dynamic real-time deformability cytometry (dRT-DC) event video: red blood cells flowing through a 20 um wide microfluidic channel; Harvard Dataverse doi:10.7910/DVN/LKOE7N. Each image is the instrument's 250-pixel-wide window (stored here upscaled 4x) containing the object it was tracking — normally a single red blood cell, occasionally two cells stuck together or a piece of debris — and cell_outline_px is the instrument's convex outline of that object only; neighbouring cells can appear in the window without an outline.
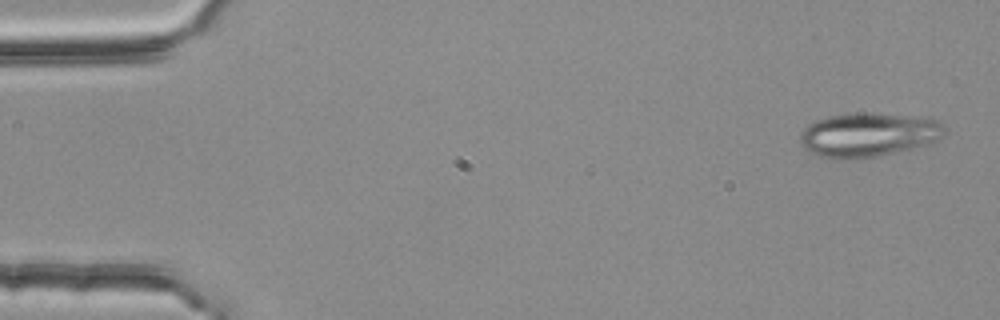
{"species": "common noctule bat (a hibernating species)", "species_latin": "Nyctalus noctula", "temperature_condition": "room temperature", "stored_images_in_passage": 4, "camera_frame_rate_fps": 3000, "um_per_image_px": 0.085, "animal": {"sex": "female", "body_mass_g": 25.1}, "frame": {"image": 1, "passage_image": 1, "time_ms": 0.0, "image_size_px": [1000, 320], "cell_outline_px": [[944, 136], [928, 144], [876, 156], [840, 160], [820, 156], [808, 152], [800, 144], [800, 132], [808, 124], [816, 120], [828, 116], [864, 112], [868, 112], [928, 116], [936, 120], [944, 128]], "centroid_in_image_um": [73.79, 11.43], "position_along_channel_um": 11.2, "area_um2": 37.4}}